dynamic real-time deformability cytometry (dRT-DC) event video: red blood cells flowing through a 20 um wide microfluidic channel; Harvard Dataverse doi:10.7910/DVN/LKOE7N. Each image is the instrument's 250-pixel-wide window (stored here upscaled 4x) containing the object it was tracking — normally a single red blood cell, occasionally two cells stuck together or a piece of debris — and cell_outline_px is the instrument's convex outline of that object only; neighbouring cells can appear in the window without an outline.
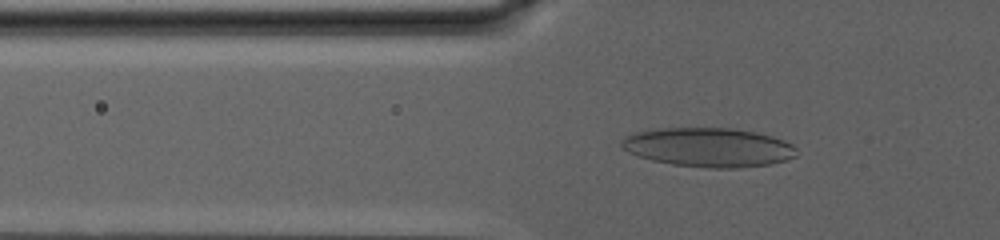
{"species": "human", "species_latin": "Homo sapiens", "temperature_condition": "warm", "stored_images_in_passage": 89, "camera_frame_rate_fps": 3000, "um_per_image_px": 0.085, "donor": {"sex": "male"}, "frame": {"image": 1, "passage_image": 35, "time_ms": 11.333, "image_size_px": [1000, 240], "cell_outline_px": [[800, 152], [796, 156], [772, 164], [736, 168], [708, 168], [672, 164], [652, 160], [628, 152], [620, 148], [620, 140], [624, 136], [636, 132], [656, 128], [736, 128], [756, 132], [772, 136], [784, 140], [792, 144]], "centroid_in_image_um": [60.23, 12.52], "position_along_channel_um": 65.6, "area_um2": 40.29}}
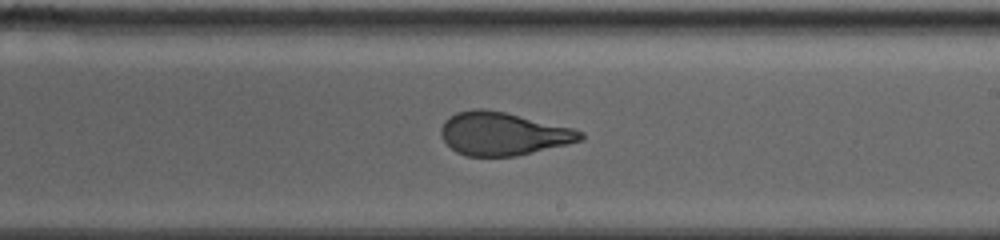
{"frame": {"image": 2, "passage_image": 58, "time_ms": 19.0, "image_size_px": [1000, 240], "cell_outline_px": [[584, 140], [568, 144], [516, 156], [464, 156], [456, 152], [440, 136], [440, 128], [444, 120], [448, 116], [456, 112], [472, 108], [484, 108], [508, 112], [572, 128], [584, 132]], "centroid_in_image_um": [42.74, 11.35], "position_along_channel_um": 246.3, "area_um2": 35.43}}
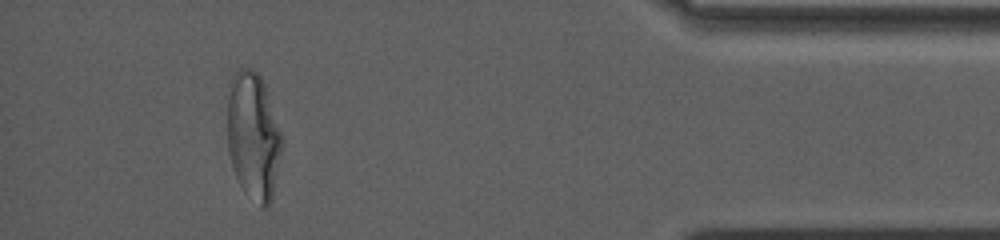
{"frame": {"image": 3, "passage_image": 83, "time_ms": 27.333, "image_size_px": [1000, 240], "cell_outline_px": [[284, 144], [272, 200], [268, 208], [260, 208], [240, 184], [236, 176], [228, 152], [224, 96], [232, 72], [240, 68], [252, 68], [260, 76], [264, 84], [284, 136]], "centroid_in_image_um": [21.51, 11.5], "position_along_channel_um": 413.7, "area_um2": 42.25}, "authors_computed_cell_mechanics": {"area_um2": 39.7086, "velocity_mm_per_s": 2.4983, "shape_relaxation_time_tau1_ms": null, "shape_relaxation_time_tau2_ms": 1.1938, "deformation_change_tau1": null, "deformation_change_tau2": 0.0853}}